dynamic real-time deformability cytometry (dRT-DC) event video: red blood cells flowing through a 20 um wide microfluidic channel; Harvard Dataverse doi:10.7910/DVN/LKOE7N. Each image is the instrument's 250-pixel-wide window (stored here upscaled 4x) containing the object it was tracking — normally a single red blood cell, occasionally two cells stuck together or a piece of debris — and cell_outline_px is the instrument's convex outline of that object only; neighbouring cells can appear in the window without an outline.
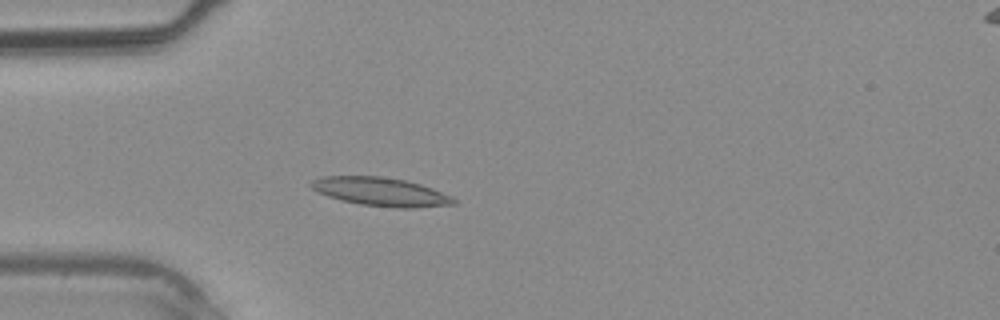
{"species": "common noctule bat (a hibernating species)", "species_latin": "Nyctalus noctula", "temperature_condition": "warm", "stored_images_in_passage": 32, "camera_frame_rate_fps": 3000, "um_per_image_px": 0.085, "animal": {"sex": "male", "body_mass_g": 20.4}, "frame": {"image": 1, "passage_image": 5, "time_ms": 1.333, "image_size_px": [1000, 320], "cell_outline_px": [[456, 204], [416, 208], [396, 208], [360, 204], [340, 200], [328, 196], [312, 188], [308, 184], [312, 180], [320, 176], [380, 176], [404, 180], [420, 184], [432, 188], [452, 196], [456, 200]], "centroid_in_image_um": [32.37, 16.3], "position_along_channel_um": 52.6, "area_um2": 23.76}}
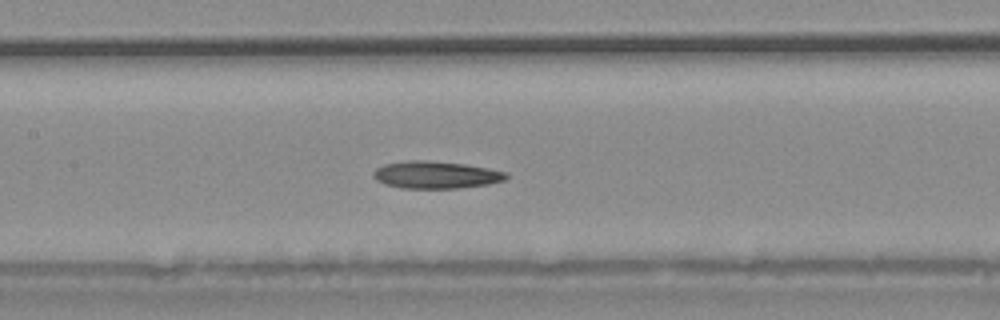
{"frame": {"image": 2, "passage_image": 12, "time_ms": 3.667, "image_size_px": [1000, 320], "cell_outline_px": [[508, 176], [504, 180], [488, 184], [456, 188], [400, 188], [384, 184], [376, 180], [372, 176], [372, 172], [376, 168], [384, 164], [408, 160], [428, 160], [464, 164], [488, 168], [508, 172]], "centroid_in_image_um": [37.01, 14.86], "position_along_channel_um": 170.4, "area_um2": 21.21}}
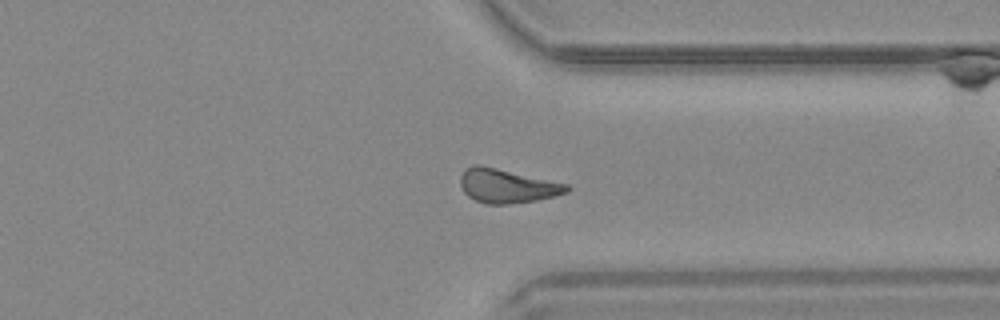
{"frame": {"image": 3, "passage_image": 23, "time_ms": 7.333, "image_size_px": [1000, 320], "cell_outline_px": [[572, 188], [568, 192], [556, 196], [536, 200], [508, 204], [488, 204], [476, 200], [468, 196], [464, 192], [460, 184], [460, 176], [464, 168], [472, 164], [480, 164], [568, 184]], "centroid_in_image_um": [43.09, 15.79], "position_along_channel_um": 368.3, "area_um2": 21.21}}